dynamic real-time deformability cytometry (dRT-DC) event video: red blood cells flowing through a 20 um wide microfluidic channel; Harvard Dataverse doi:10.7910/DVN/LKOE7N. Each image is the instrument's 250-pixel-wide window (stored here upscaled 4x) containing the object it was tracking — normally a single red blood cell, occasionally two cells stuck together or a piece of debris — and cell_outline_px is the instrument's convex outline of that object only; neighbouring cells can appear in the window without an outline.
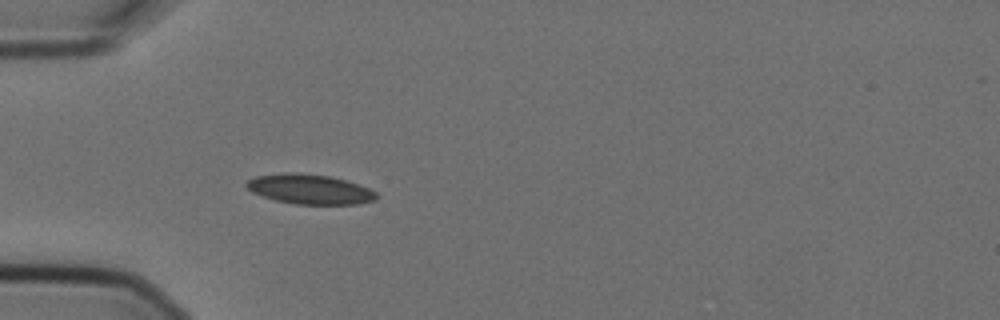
{"species": "Egyptian fruit bat (a non-hibernating species)", "species_latin": "Rousettus aegyptiacus", "temperature_condition": "cold", "stored_images_in_passage": 5, "camera_frame_rate_fps": 3000, "um_per_image_px": 0.085, "animal": {"sex": "female"}, "frame": {"image": 1, "passage_image": 5, "time_ms": 1.333, "image_size_px": [1000, 320], "cell_outline_px": [[380, 196], [376, 200], [356, 204], [296, 204], [276, 200], [252, 192], [244, 184], [248, 180], [256, 176], [288, 172], [328, 176], [344, 180], [368, 188], [376, 192]], "centroid_in_image_um": [26.34, 16.09], "position_along_channel_um": 58.7, "area_um2": 22.25}}